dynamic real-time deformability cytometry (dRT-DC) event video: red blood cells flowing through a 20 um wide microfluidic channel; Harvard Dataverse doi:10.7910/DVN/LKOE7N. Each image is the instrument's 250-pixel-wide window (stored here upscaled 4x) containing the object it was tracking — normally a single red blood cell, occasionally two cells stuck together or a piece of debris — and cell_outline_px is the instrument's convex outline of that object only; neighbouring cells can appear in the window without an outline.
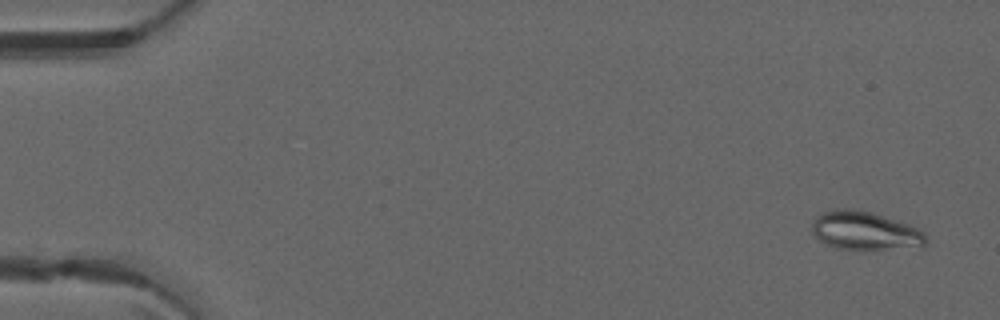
{"species": "common noctule bat (a hibernating species)", "species_latin": "Nyctalus noctula", "temperature_condition": "warm", "stored_images_in_passage": 51, "camera_frame_rate_fps": 3000, "um_per_image_px": 0.085, "animal": {"sex": "male", "forearm_length_mm": 52.5}, "frame": {"image": 1, "passage_image": 3, "time_ms": 0.667, "image_size_px": [1000, 320], "cell_outline_px": [[928, 240], [924, 248], [836, 248], [824, 244], [812, 232], [812, 224], [816, 216], [820, 212], [836, 208], [848, 208], [872, 212], [908, 224], [924, 232], [928, 236]], "centroid_in_image_um": [73.54, 19.6], "position_along_channel_um": 11.5, "area_um2": 25.61}}
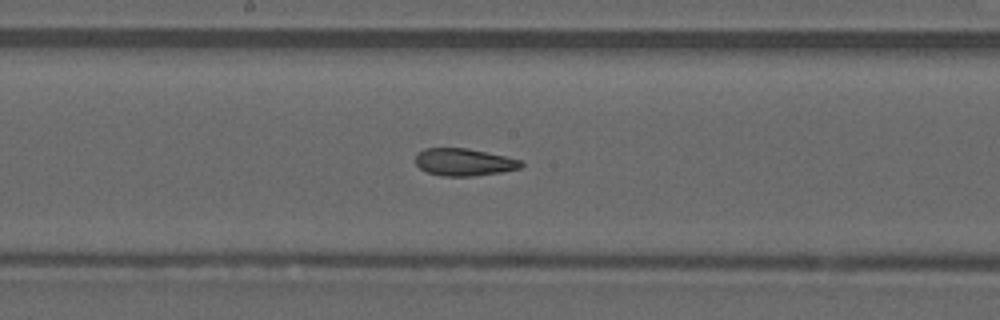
{"frame": {"image": 2, "passage_image": 28, "time_ms": 9.0, "image_size_px": [1000, 320], "cell_outline_px": [[524, 164], [520, 168], [500, 172], [472, 176], [440, 176], [428, 172], [420, 168], [416, 164], [416, 156], [424, 148], [468, 148], [524, 160]], "centroid_in_image_um": [39.47, 13.78], "position_along_channel_um": 208.7, "area_um2": 16.82}}
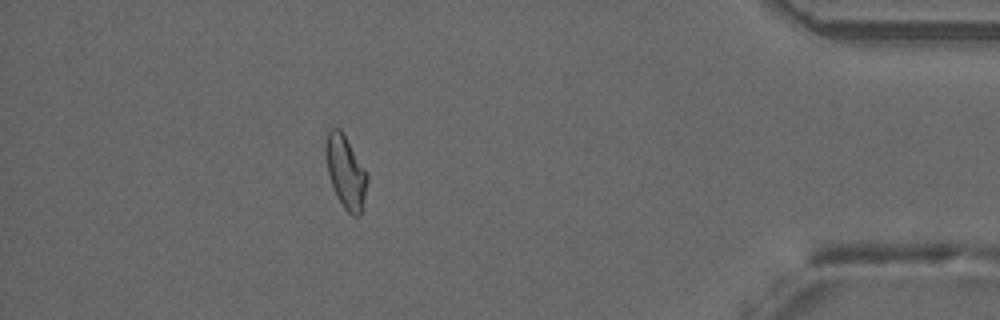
{"frame": {"image": 3, "passage_image": 46, "time_ms": 15.0, "image_size_px": [1000, 320], "cell_outline_px": [[368, 180], [360, 212], [356, 216], [352, 216], [344, 208], [336, 196], [328, 172], [324, 152], [324, 144], [328, 128], [340, 128], [368, 172]], "centroid_in_image_um": [29.36, 14.55], "position_along_channel_um": 405.8, "area_um2": 17.63}, "authors_computed_cell_mechanics": {"area_um2": 17.9758, "velocity_mm_per_s": 4.0666, "shape_relaxation_time_tau1_ms": null, "shape_relaxation_time_tau2_ms": 2.4781, "deformation_change_tau1": null, "deformation_change_tau2": 0.1019}}